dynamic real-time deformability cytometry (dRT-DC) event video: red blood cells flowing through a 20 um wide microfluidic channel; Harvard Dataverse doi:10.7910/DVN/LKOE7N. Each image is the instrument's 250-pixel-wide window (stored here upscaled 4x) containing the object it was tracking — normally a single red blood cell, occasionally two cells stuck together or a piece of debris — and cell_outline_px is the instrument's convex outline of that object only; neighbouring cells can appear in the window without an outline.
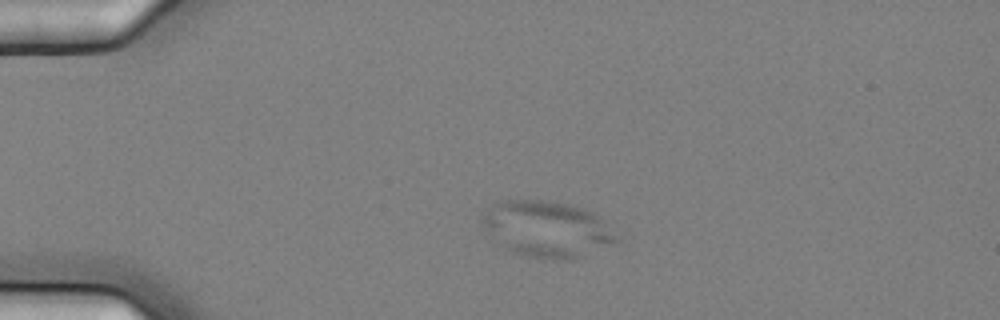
{"species": "common noctule bat (a hibernating species)", "species_latin": "Nyctalus noctula", "temperature_condition": "cold", "stored_images_in_passage": 3, "camera_frame_rate_fps": 3000, "um_per_image_px": 0.085, "animal": {"sex": "female", "body_mass_g": 25.1}, "frame": {"image": 1, "passage_image": 2, "time_ms": 0.333, "image_size_px": [1000, 320], "cell_outline_px": [[620, 240], [616, 244], [568, 260], [552, 260], [532, 256], [516, 252], [508, 248], [480, 224], [480, 220], [492, 204], [500, 200], [548, 200], [568, 204], [584, 208], [592, 212], [604, 220]], "centroid_in_image_um": [46.55, 19.44], "position_along_channel_um": 38.4, "area_um2": 43.41}}